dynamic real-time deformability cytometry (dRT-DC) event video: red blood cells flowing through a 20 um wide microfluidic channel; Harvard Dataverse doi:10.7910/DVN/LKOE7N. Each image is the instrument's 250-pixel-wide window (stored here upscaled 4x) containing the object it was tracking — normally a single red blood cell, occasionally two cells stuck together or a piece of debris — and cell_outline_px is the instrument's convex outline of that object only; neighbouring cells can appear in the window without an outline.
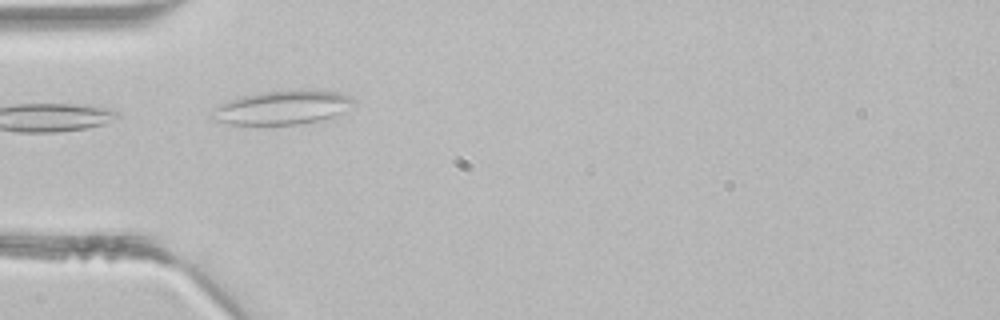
{"species": "common noctule bat (a hibernating species)", "species_latin": "Nyctalus noctula", "temperature_condition": "room temperature", "stored_images_in_passage": 4, "camera_frame_rate_fps": 3000, "um_per_image_px": 0.085, "animal": {"sex": "male", "body_mass_g": 21.5, "forearm_length_mm": 52.0}, "frame": {"image": 1, "passage_image": 4, "time_ms": 1.0, "image_size_px": [1000, 320], "cell_outline_px": [[356, 100], [340, 112], [332, 116], [320, 120], [300, 124], [232, 124], [212, 120], [208, 116], [220, 104], [228, 100], [240, 96], [264, 92], [300, 88], [308, 88], [336, 92], [352, 96]], "centroid_in_image_um": [23.97, 9.11], "position_along_channel_um": 61.0, "area_um2": 28.03}}